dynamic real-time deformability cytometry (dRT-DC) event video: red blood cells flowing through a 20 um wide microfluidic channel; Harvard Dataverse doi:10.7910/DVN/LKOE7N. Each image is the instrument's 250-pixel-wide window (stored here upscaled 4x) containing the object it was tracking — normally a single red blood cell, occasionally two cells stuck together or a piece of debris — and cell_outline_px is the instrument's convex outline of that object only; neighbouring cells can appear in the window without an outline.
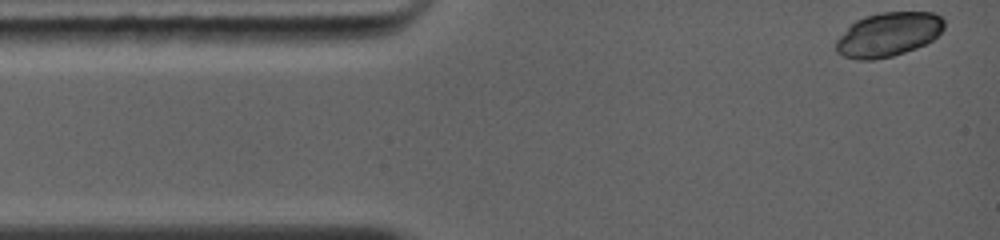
{"species": "common noctule bat (a hibernating species)", "species_latin": "Nyctalus noctula", "temperature_condition": "warm", "stored_images_in_passage": 18, "camera_frame_rate_fps": 5000, "um_per_image_px": 0.085, "animal": {"sex": "female", "body_mass_g": 19.0, "forearm_length_mm": 56.7}, "frame": {"image": 1, "passage_image": 1, "time_ms": 0.0, "image_size_px": [1000, 240], "cell_outline_px": [[944, 28], [932, 40], [916, 48], [892, 56], [872, 60], [856, 60], [844, 56], [836, 52], [836, 40], [856, 20], [864, 16], [880, 12], [932, 12], [940, 16], [944, 20]], "centroid_in_image_um": [75.5, 2.93], "position_along_channel_um": 9.5, "area_um2": 27.69}}
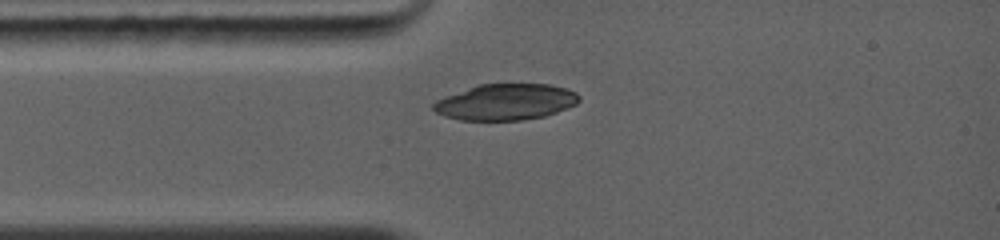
{"frame": {"image": 2, "passage_image": 9, "time_ms": 2.2, "image_size_px": [1000, 240], "cell_outline_px": [[580, 100], [576, 104], [568, 108], [544, 116], [520, 120], [460, 120], [444, 116], [436, 112], [432, 108], [432, 104], [436, 100], [480, 84], [548, 84], [564, 88], [576, 92], [580, 96]], "centroid_in_image_um": [43.0, 8.67], "position_along_channel_um": 42.0, "area_um2": 30.46}}
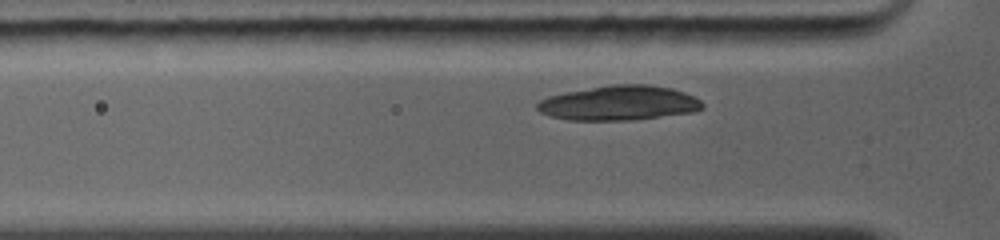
{"frame": {"image": 3, "passage_image": 11, "time_ms": 3.0, "image_size_px": [1000, 240], "cell_outline_px": [[704, 108], [692, 112], [632, 120], [568, 120], [552, 116], [540, 112], [536, 108], [536, 104], [540, 100], [548, 96], [608, 84], [652, 84], [672, 88], [684, 92], [700, 100], [704, 104]], "centroid_in_image_um": [52.63, 8.75], "position_along_channel_um": 73.2, "area_um2": 33.41}}